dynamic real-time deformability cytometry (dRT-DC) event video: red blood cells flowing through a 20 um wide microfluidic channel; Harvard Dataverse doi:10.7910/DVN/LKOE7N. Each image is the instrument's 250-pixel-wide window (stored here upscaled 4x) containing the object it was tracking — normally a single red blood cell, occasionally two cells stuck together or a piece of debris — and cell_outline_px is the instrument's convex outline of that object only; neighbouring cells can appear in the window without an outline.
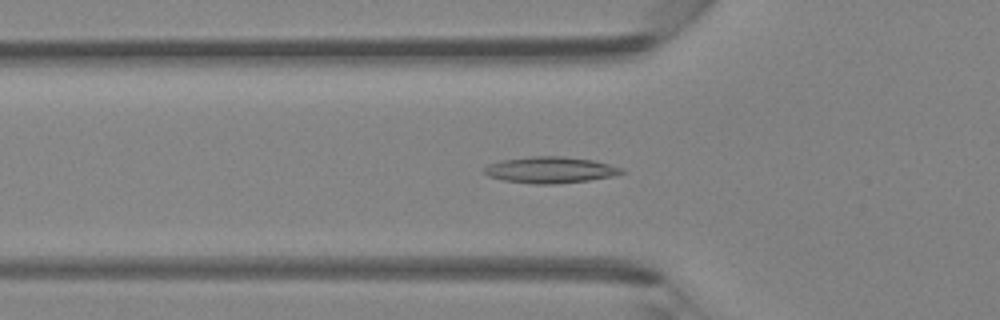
{"species": "Egyptian fruit bat (a non-hibernating species)", "species_latin": "Rousettus aegyptiacus", "temperature_condition": "room temperature", "stored_images_in_passage": 46, "camera_frame_rate_fps": 3000, "um_per_image_px": 0.085, "animal": {"sex": "female"}, "frame": {"image": 1, "passage_image": 16, "time_ms": 5.0, "image_size_px": [1000, 320], "cell_outline_px": [[624, 172], [612, 176], [588, 180], [556, 184], [536, 184], [504, 180], [488, 176], [484, 172], [484, 168], [488, 164], [500, 160], [532, 156], [564, 156], [592, 160], [624, 168]], "centroid_in_image_um": [46.76, 14.43], "position_along_channel_um": 79.0, "area_um2": 20.98}}
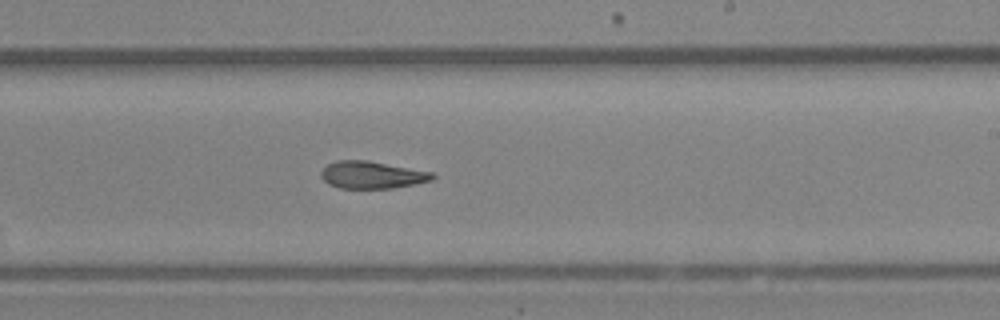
{"frame": {"image": 2, "passage_image": 28, "time_ms": 9.0, "image_size_px": [1000, 320], "cell_outline_px": [[436, 176], [432, 180], [416, 184], [392, 188], [340, 188], [328, 184], [320, 176], [320, 172], [328, 164], [336, 160], [368, 160], [432, 172]], "centroid_in_image_um": [31.61, 14.86], "position_along_channel_um": 257.4, "area_um2": 17.74}}
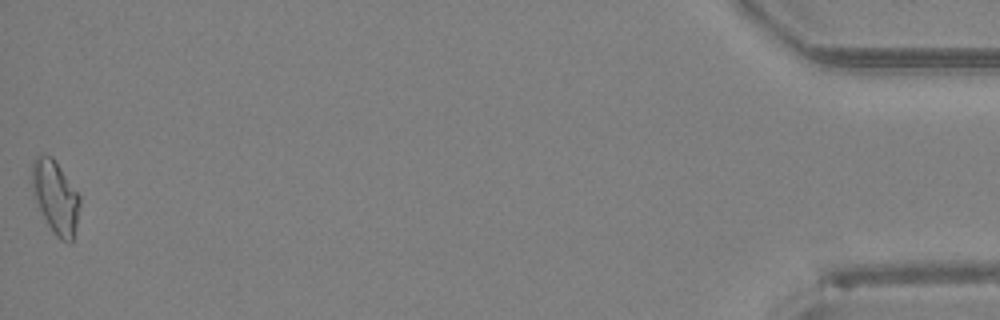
{"frame": {"image": 3, "passage_image": 46, "time_ms": 15.0, "image_size_px": [1000, 320], "cell_outline_px": [[80, 204], [72, 244], [68, 244], [60, 240], [52, 232], [36, 200], [32, 184], [32, 160], [36, 156], [52, 156], [80, 196]], "centroid_in_image_um": [4.73, 16.78], "position_along_channel_um": 430.5, "area_um2": 19.94}}